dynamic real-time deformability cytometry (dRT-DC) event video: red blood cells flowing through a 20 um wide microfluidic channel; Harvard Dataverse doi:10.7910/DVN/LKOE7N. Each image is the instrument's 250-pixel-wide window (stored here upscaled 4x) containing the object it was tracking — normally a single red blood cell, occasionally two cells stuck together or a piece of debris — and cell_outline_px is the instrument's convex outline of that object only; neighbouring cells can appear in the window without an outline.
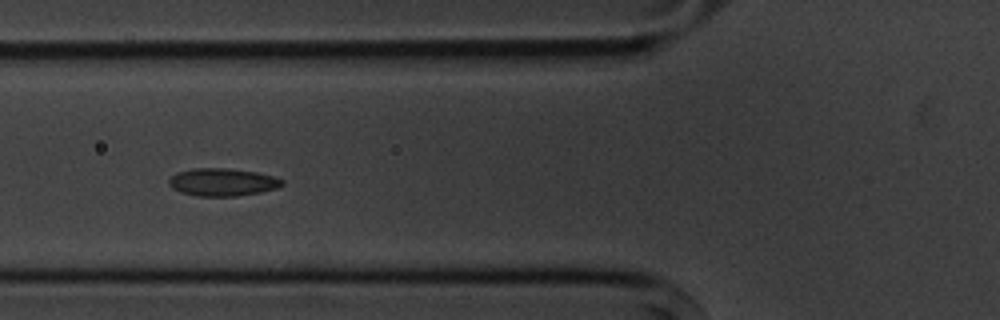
{"species": "common noctule bat (a hibernating species)", "species_latin": "Nyctalus noctula", "temperature_condition": "cold", "stored_images_in_passage": 10, "camera_frame_rate_fps": 3000, "um_per_image_px": 0.085, "animal": {"sex": "male", "body_mass_g": 20.1, "forearm_length_mm": 53.5}, "frame": {"image": 1, "passage_image": 6, "time_ms": 6.667, "image_size_px": [1000, 320], "cell_outline_px": [[284, 184], [276, 188], [260, 192], [236, 196], [196, 196], [180, 192], [172, 188], [168, 184], [168, 180], [176, 172], [192, 168], [224, 168], [256, 172], [272, 176], [284, 180]], "centroid_in_image_um": [18.87, 15.48], "position_along_channel_um": 106.9, "area_um2": 18.26}}
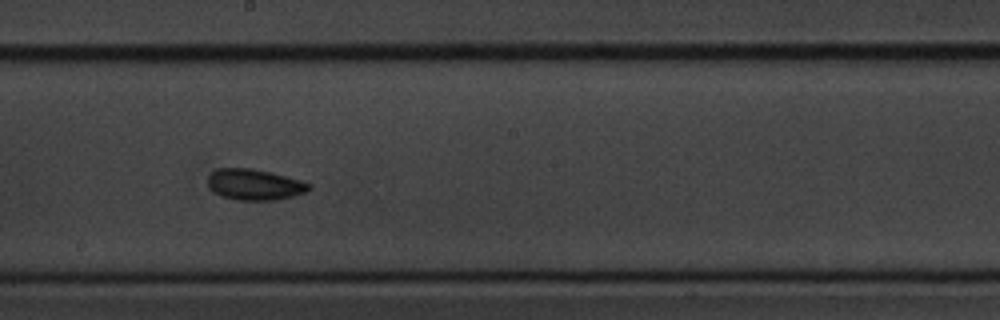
{"frame": {"image": 2, "passage_image": 9, "time_ms": 10.0, "image_size_px": [1000, 320], "cell_outline_px": [[312, 188], [304, 192], [292, 196], [276, 200], [236, 200], [224, 196], [216, 192], [208, 184], [208, 176], [216, 168], [252, 168], [272, 172], [300, 180], [312, 184]], "centroid_in_image_um": [21.66, 15.67], "position_along_channel_um": 226.5, "area_um2": 18.15}}
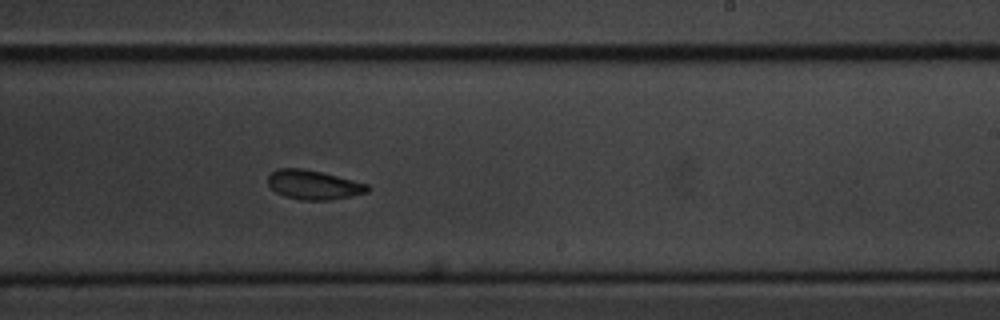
{"frame": {"image": 3, "passage_image": 10, "time_ms": 11.0, "image_size_px": [1000, 320], "cell_outline_px": [[372, 188], [368, 192], [352, 196], [328, 200], [300, 200], [284, 196], [276, 192], [268, 184], [268, 176], [272, 172], [280, 168], [300, 168], [320, 172], [368, 184]], "centroid_in_image_um": [26.66, 15.72], "position_along_channel_um": 262.3, "area_um2": 16.88}}